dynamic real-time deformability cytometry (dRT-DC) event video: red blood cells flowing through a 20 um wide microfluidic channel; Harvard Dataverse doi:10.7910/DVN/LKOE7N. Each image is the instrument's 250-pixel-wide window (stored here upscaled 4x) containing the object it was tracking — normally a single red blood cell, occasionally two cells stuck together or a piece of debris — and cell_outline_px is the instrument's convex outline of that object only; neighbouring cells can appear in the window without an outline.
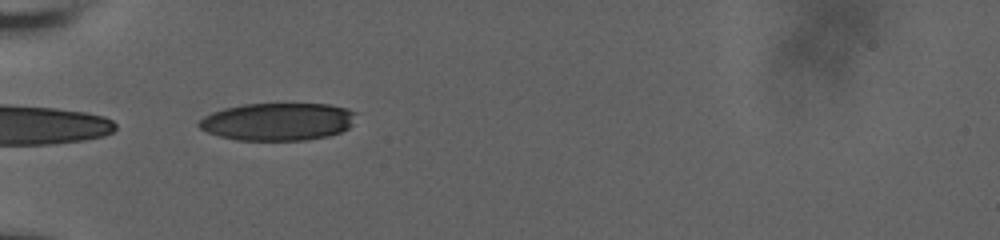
{"species": "human", "species_latin": "Homo sapiens", "temperature_condition": "room temperature", "stored_images_in_passage": 22, "camera_frame_rate_fps": 3000, "um_per_image_px": 0.085, "donor": {"sex": "male"}, "frame": {"image": 1, "passage_image": 1, "time_ms": 0.0, "image_size_px": [1000, 240], "cell_outline_px": [[356, 112], [352, 124], [348, 128], [340, 132], [328, 136], [304, 140], [236, 140], [220, 136], [208, 132], [200, 128], [196, 124], [204, 116], [212, 112], [224, 108], [244, 104], [328, 104], [348, 108]], "centroid_in_image_um": [23.61, 10.34], "position_along_channel_um": 61.4, "area_um2": 34.45}}
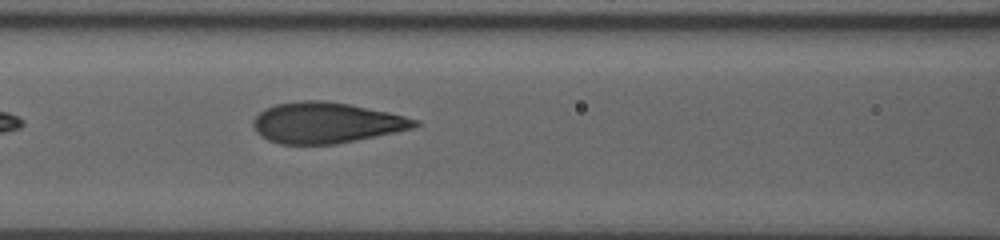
{"frame": {"image": 2, "passage_image": 14, "time_ms": 2.333, "image_size_px": [1000, 240], "cell_outline_px": [[420, 124], [412, 128], [396, 132], [336, 144], [280, 144], [268, 140], [260, 136], [256, 132], [252, 124], [252, 120], [264, 108], [276, 104], [300, 100], [324, 100], [348, 104], [388, 112], [420, 120]], "centroid_in_image_um": [27.69, 10.43], "position_along_channel_um": 138.9, "area_um2": 38.44}}
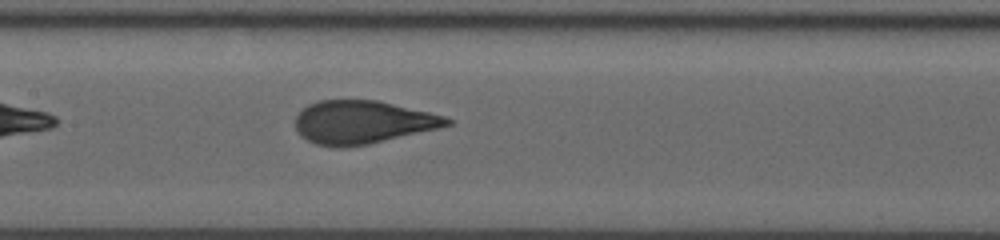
{"frame": {"image": 3, "passage_image": 20, "time_ms": 3.333, "image_size_px": [1000, 240], "cell_outline_px": [[452, 124], [436, 128], [368, 144], [344, 148], [336, 148], [316, 144], [300, 136], [296, 128], [296, 116], [308, 104], [320, 100], [376, 100], [428, 112], [444, 116], [452, 120]], "centroid_in_image_um": [30.76, 10.39], "position_along_channel_um": 176.6, "area_um2": 37.69}}